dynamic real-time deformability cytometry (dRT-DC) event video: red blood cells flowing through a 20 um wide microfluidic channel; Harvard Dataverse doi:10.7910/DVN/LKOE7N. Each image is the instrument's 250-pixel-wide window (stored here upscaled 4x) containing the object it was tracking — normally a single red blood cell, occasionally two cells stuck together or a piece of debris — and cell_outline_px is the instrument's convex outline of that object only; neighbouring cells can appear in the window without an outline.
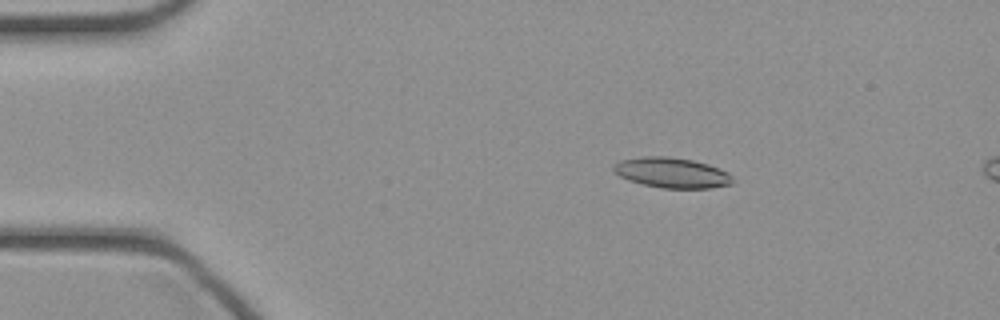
{"species": "common noctule bat (a hibernating species)", "species_latin": "Nyctalus noctula", "temperature_condition": "cold", "stored_images_in_passage": 13, "camera_frame_rate_fps": 3000, "um_per_image_px": 0.085, "animal": {"sex": "female", "body_mass_g": 21.9}, "frame": {"image": 1, "passage_image": 8, "time_ms": 2.333, "image_size_px": [1000, 320], "cell_outline_px": [[732, 184], [712, 188], [660, 188], [628, 180], [620, 176], [612, 168], [612, 164], [620, 160], [644, 156], [668, 156], [692, 160], [708, 164], [728, 172], [732, 176]], "centroid_in_image_um": [57.1, 14.68], "position_along_channel_um": 27.9, "area_um2": 21.04}}